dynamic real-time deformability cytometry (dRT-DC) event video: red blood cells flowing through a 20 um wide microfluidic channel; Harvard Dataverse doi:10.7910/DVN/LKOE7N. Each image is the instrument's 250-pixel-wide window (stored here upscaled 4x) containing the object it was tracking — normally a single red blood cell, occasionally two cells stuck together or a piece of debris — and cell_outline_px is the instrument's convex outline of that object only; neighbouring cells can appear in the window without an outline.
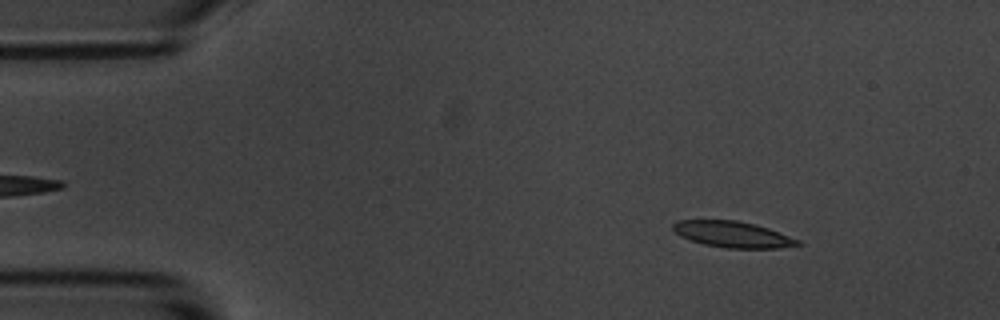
{"species": "common noctule bat (a hibernating species)", "species_latin": "Nyctalus noctula", "temperature_condition": "room temperature", "stored_images_in_passage": 55, "camera_frame_rate_fps": 3000, "um_per_image_px": 0.085, "animal": {"sex": "male", "body_mass_g": 20.1, "forearm_length_mm": 53.5}, "frame": {"image": 1, "passage_image": 7, "time_ms": 2.0, "image_size_px": [1000, 320], "cell_outline_px": [[804, 244], [780, 248], [724, 248], [704, 244], [688, 240], [680, 236], [672, 228], [672, 224], [680, 220], [736, 220], [756, 224], [768, 228], [800, 240]], "centroid_in_image_um": [62.29, 19.92], "position_along_channel_um": 22.7, "area_um2": 19.07}}
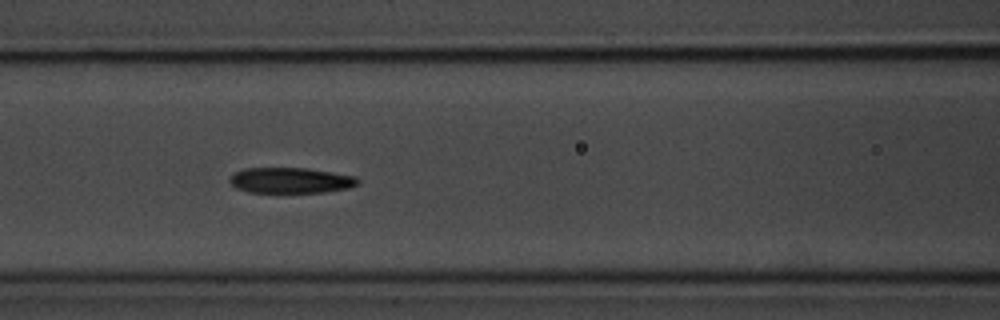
{"frame": {"image": 2, "passage_image": 23, "time_ms": 7.333, "image_size_px": [1000, 320], "cell_outline_px": [[360, 184], [348, 188], [324, 192], [248, 192], [236, 188], [228, 180], [236, 172], [244, 168], [308, 168], [356, 176], [360, 180]], "centroid_in_image_um": [24.74, 15.33], "position_along_channel_um": 141.9, "area_um2": 19.13}}
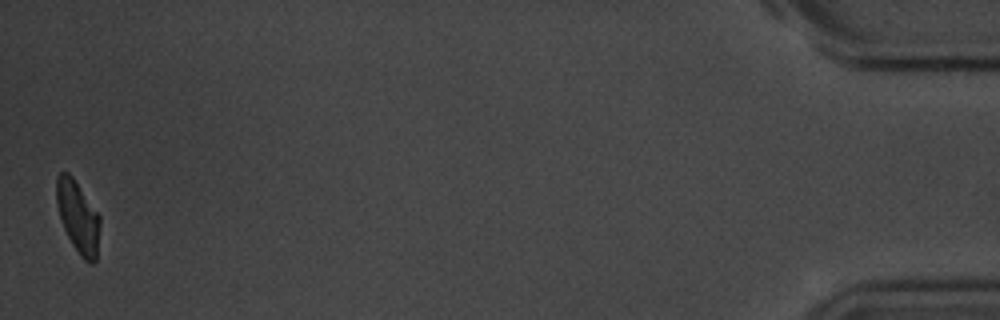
{"frame": {"image": 3, "passage_image": 55, "time_ms": 18.0, "image_size_px": [1000, 320], "cell_outline_px": [[100, 224], [96, 260], [92, 264], [88, 264], [80, 256], [72, 244], [64, 228], [60, 216], [56, 200], [56, 176], [60, 172], [68, 172], [72, 176], [100, 216]], "centroid_in_image_um": [6.63, 18.45], "position_along_channel_um": 428.6, "area_um2": 18.09}, "authors_computed_cell_mechanics": {"area_um2": 19.7676, "velocity_mm_per_s": 3.5611, "shape_relaxation_time_tau1_ms": 3.8916, "shape_relaxation_time_tau2_ms": 4.0013, "deformation_change_tau1": 0.1313, "deformation_change_tau2": 0.1082}}